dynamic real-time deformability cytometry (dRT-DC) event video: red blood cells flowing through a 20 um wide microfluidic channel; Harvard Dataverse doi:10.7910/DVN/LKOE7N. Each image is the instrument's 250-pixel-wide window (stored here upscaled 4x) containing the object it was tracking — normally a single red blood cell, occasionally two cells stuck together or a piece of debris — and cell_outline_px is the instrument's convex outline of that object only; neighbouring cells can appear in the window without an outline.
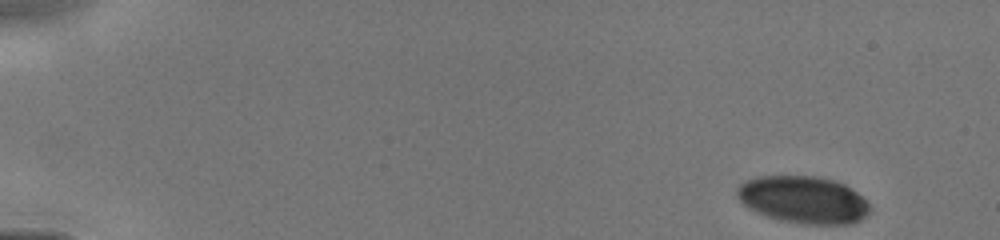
{"species": "human", "species_latin": "Homo sapiens", "temperature_condition": "cold", "stored_images_in_passage": 16, "camera_frame_rate_fps": 3000, "um_per_image_px": 0.085, "donor": {"sex": "male"}, "frame": {"image": 1, "passage_image": 1, "time_ms": 0.0, "image_size_px": [1000, 240], "cell_outline_px": [[872, 208], [860, 220], [852, 224], [804, 224], [784, 220], [768, 216], [756, 212], [744, 204], [740, 200], [736, 192], [736, 188], [744, 180], [756, 176], [812, 176], [832, 180], [844, 184], [856, 192]], "centroid_in_image_um": [68.26, 16.97], "position_along_channel_um": 16.7, "area_um2": 36.24}}
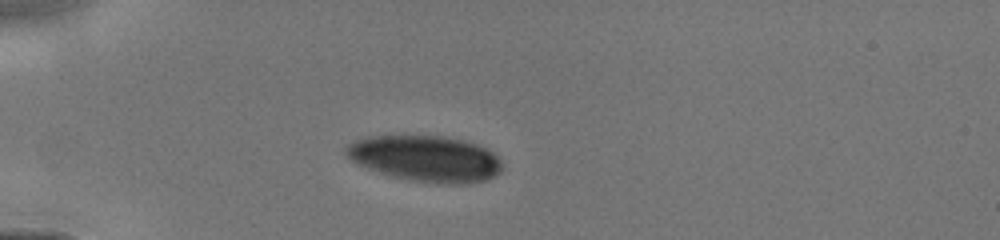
{"frame": {"image": 2, "passage_image": 13, "time_ms": 3.333, "image_size_px": [1000, 240], "cell_outline_px": [[500, 172], [496, 176], [484, 180], [468, 184], [440, 184], [408, 180], [392, 176], [356, 164], [344, 152], [344, 144], [364, 136], [444, 136], [464, 140], [476, 144], [492, 152], [500, 160]], "centroid_in_image_um": [36.13, 13.48], "position_along_channel_um": 48.9, "area_um2": 42.08}}